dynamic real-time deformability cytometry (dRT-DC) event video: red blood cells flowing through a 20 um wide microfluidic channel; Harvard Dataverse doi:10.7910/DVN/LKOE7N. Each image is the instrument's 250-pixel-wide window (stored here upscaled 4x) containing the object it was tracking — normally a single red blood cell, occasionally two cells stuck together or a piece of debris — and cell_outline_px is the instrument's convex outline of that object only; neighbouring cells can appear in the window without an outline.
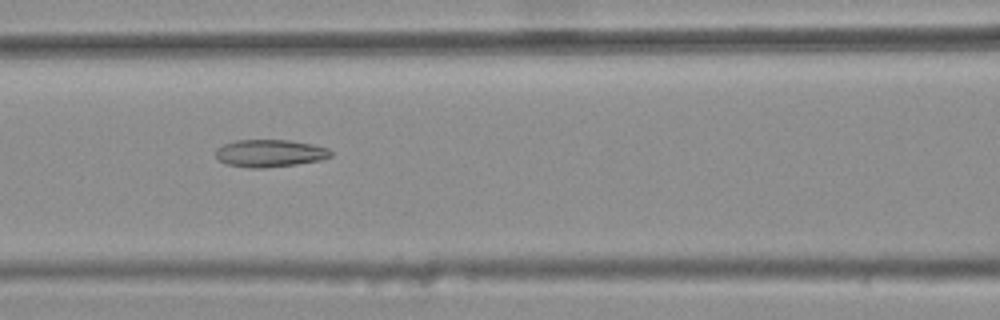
{"species": "common noctule bat (a hibernating species)", "species_latin": "Nyctalus noctula", "temperature_condition": "warm", "stored_images_in_passage": 33, "camera_frame_rate_fps": 3000, "um_per_image_px": 0.085, "animal": {"sex": "female", "body_mass_g": 25.1}, "frame": {"image": 1, "passage_image": 8, "time_ms": 2.333, "image_size_px": [1000, 320], "cell_outline_px": [[332, 156], [320, 160], [296, 164], [264, 168], [248, 168], [224, 164], [216, 156], [216, 148], [224, 144], [236, 140], [288, 140], [312, 144], [328, 148], [332, 152]], "centroid_in_image_um": [22.92, 13.03], "position_along_channel_um": 143.7, "area_um2": 18.44}}
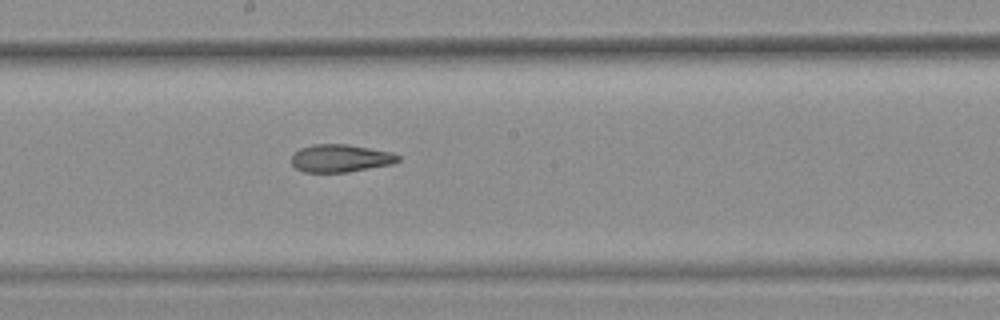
{"frame": {"image": 2, "passage_image": 14, "time_ms": 4.333, "image_size_px": [1000, 320], "cell_outline_px": [[400, 160], [392, 164], [348, 172], [304, 172], [296, 168], [292, 164], [292, 152], [300, 148], [312, 144], [348, 144], [392, 152], [400, 156]], "centroid_in_image_um": [28.93, 13.44], "position_along_channel_um": 219.3, "area_um2": 17.34}}
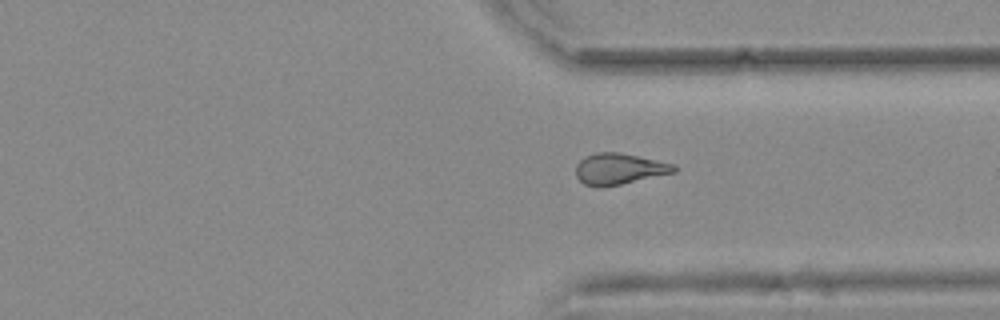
{"frame": {"image": 3, "passage_image": 25, "time_ms": 8.0, "image_size_px": [1000, 320], "cell_outline_px": [[676, 172], [620, 184], [600, 188], [596, 188], [584, 184], [576, 176], [576, 164], [584, 156], [596, 152], [616, 152], [676, 164]], "centroid_in_image_um": [52.59, 14.36], "position_along_channel_um": 358.8, "area_um2": 17.8}, "authors_computed_cell_mechanics": {"area_um2": 17.629, "velocity_mm_per_s": 3.7976, "shape_relaxation_time_tau1_ms": null, "shape_relaxation_time_tau2_ms": 4.0035, "deformation_change_tau1": null, "deformation_change_tau2": 0.1294}}